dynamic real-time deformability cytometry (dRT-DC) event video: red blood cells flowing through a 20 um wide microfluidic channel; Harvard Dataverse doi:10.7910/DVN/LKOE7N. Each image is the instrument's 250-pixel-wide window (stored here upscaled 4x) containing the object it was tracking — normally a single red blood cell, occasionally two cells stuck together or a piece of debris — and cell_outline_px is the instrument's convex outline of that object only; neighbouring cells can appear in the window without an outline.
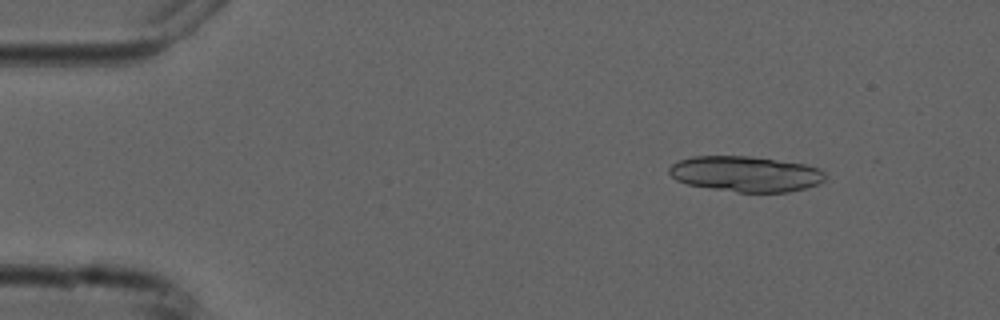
{"species": "common noctule bat (a hibernating species)", "species_latin": "Nyctalus noctula", "temperature_condition": "cold", "stored_images_in_passage": 7, "segment_of_instrument_passage": [1, 2], "camera_frame_rate_fps": 3000, "um_per_image_px": 0.085, "animal": {"sex": "male", "forearm_length_mm": 52.5}, "frame": {"image": 1, "passage_image": 2, "time_ms": 1.0, "image_size_px": [1000, 320], "cell_outline_px": [[824, 180], [816, 184], [804, 188], [788, 192], [736, 192], [688, 184], [676, 180], [668, 172], [668, 168], [672, 164], [680, 160], [692, 156], [748, 156], [804, 164], [820, 168], [824, 172]], "centroid_in_image_um": [63.36, 14.78], "position_along_channel_um": 21.6, "area_um2": 32.08}}